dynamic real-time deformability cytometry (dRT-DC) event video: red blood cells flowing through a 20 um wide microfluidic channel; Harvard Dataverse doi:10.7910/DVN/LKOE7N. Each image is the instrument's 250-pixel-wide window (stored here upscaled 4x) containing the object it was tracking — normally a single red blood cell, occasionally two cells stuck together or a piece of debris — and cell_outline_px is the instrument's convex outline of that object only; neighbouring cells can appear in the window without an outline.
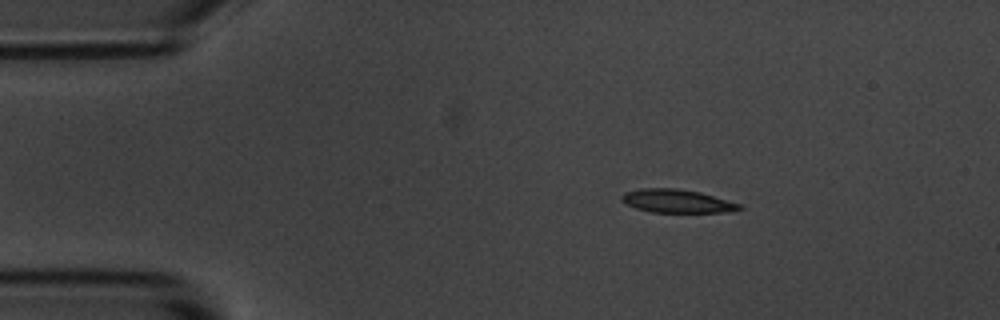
{"species": "common noctule bat (a hibernating species)", "species_latin": "Nyctalus noctula", "temperature_condition": "room temperature", "stored_images_in_passage": 4, "camera_frame_rate_fps": 3000, "um_per_image_px": 0.085, "animal": {"sex": "male", "body_mass_g": 20.1, "forearm_length_mm": 53.5}, "frame": {"image": 1, "passage_image": 2, "time_ms": 1.333, "image_size_px": [1000, 320], "cell_outline_px": [[744, 208], [724, 212], [652, 212], [636, 208], [620, 200], [620, 196], [624, 192], [640, 188], [676, 188], [700, 192], [744, 204]], "centroid_in_image_um": [57.56, 17.08], "position_along_channel_um": 27.4, "area_um2": 16.13}}
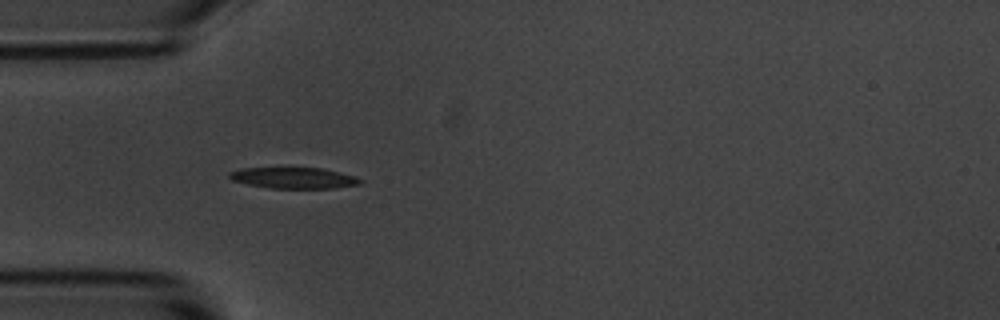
{"frame": {"image": 2, "passage_image": 4, "time_ms": 3.667, "image_size_px": [1000, 320], "cell_outline_px": [[364, 180], [360, 184], [336, 188], [268, 188], [248, 184], [232, 180], [228, 176], [228, 172], [240, 168], [288, 164], [324, 168], [356, 176]], "centroid_in_image_um": [24.93, 15.05], "position_along_channel_um": 60.1, "area_um2": 17.4}}